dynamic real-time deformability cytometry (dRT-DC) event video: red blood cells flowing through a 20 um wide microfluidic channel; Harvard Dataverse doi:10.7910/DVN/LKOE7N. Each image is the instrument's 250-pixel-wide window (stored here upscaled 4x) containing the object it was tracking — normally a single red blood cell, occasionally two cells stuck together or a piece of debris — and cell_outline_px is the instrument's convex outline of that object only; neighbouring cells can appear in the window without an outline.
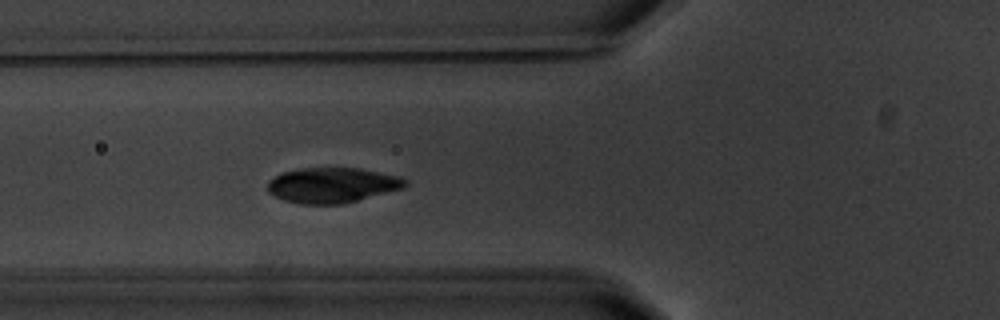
{"species": "common noctule bat (a hibernating species)", "species_latin": "Nyctalus noctula", "temperature_condition": "warm", "stored_images_in_passage": 5, "camera_frame_rate_fps": 3000, "um_per_image_px": 0.085, "animal": {"sex": "male", "body_mass_g": 20.1, "forearm_length_mm": 53.5}, "frame": {"image": 1, "passage_image": 5, "time_ms": 5.667, "image_size_px": [1000, 320], "cell_outline_px": [[408, 184], [404, 188], [340, 204], [300, 204], [284, 200], [268, 192], [268, 180], [284, 172], [300, 168], [360, 168], [400, 176], [408, 180]], "centroid_in_image_um": [28.26, 15.73], "position_along_channel_um": 97.5, "area_um2": 28.15}}